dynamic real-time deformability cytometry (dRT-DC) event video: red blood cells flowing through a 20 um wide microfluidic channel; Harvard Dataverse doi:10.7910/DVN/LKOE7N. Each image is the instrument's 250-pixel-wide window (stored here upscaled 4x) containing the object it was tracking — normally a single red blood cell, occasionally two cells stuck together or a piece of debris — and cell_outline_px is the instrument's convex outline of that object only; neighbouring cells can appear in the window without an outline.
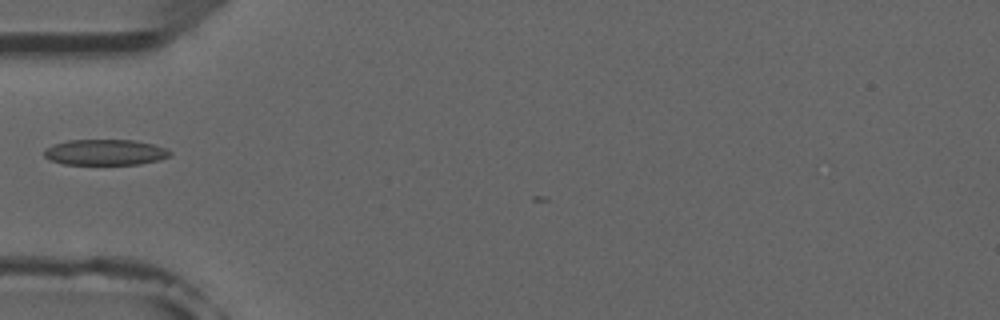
{"species": "common noctule bat (a hibernating species)", "species_latin": "Nyctalus noctula", "temperature_condition": "room temperature", "stored_images_in_passage": 3, "camera_frame_rate_fps": 3000, "um_per_image_px": 0.085, "animal": {"sex": "male", "forearm_length_mm": 52.5}, "frame": {"image": 1, "passage_image": 3, "time_ms": 2.333, "image_size_px": [1000, 320], "cell_outline_px": [[172, 156], [160, 160], [140, 164], [64, 164], [48, 160], [44, 156], [44, 148], [52, 144], [68, 140], [132, 140], [152, 144], [164, 148], [172, 152]], "centroid_in_image_um": [8.91, 12.94], "position_along_channel_um": 76.1, "area_um2": 19.02}}